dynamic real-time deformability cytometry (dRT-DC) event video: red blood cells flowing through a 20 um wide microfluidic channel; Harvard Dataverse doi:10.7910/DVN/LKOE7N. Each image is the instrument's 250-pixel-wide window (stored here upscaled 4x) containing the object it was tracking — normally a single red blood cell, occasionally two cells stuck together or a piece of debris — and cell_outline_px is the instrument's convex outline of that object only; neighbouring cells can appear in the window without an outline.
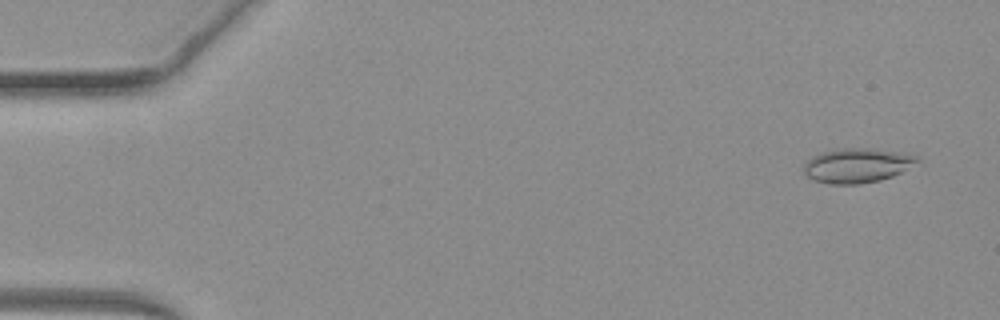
{"species": "common noctule bat (a hibernating species)", "species_latin": "Nyctalus noctula", "temperature_condition": "warm", "stored_images_in_passage": 15, "camera_frame_rate_fps": 3000, "um_per_image_px": 0.085, "animal": {"sex": "female", "body_mass_g": 19.3, "forearm_length_mm": 54.1}, "frame": {"image": 1, "passage_image": 3, "time_ms": 0.667, "image_size_px": [1000, 320], "cell_outline_px": [[920, 160], [900, 172], [892, 176], [880, 180], [860, 184], [828, 184], [812, 180], [804, 172], [804, 164], [812, 156], [824, 152], [844, 148], [868, 148], [916, 156]], "centroid_in_image_um": [72.79, 14.08], "position_along_channel_um": 12.2, "area_um2": 22.31}}
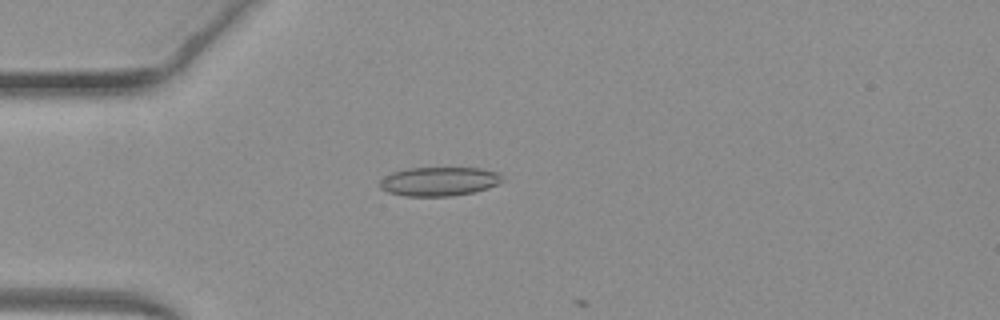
{"frame": {"image": 2, "passage_image": 14, "time_ms": 4.333, "image_size_px": [1000, 320], "cell_outline_px": [[504, 180], [488, 188], [476, 192], [452, 196], [404, 196], [388, 192], [380, 188], [380, 180], [384, 176], [392, 172], [408, 168], [480, 168], [496, 172]], "centroid_in_image_um": [37.3, 15.43], "position_along_channel_um": 47.7, "area_um2": 20.69}}